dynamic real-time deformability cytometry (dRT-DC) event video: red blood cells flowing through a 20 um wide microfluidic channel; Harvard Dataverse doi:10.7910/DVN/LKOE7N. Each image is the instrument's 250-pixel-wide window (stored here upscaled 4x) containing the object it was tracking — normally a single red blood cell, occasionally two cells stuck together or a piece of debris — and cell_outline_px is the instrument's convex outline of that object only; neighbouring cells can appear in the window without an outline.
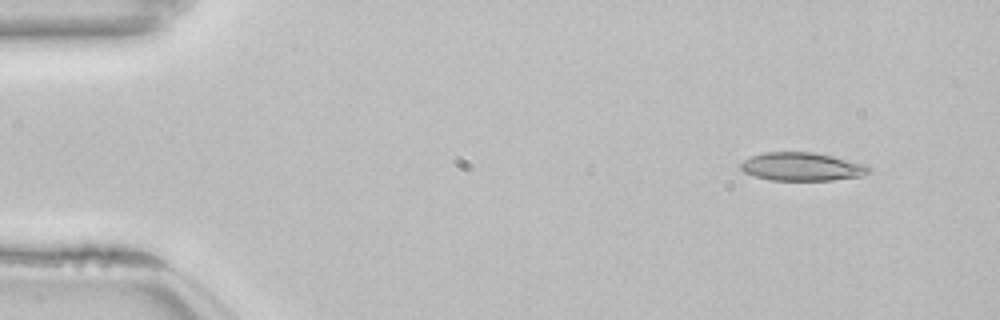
{"species": "common noctule bat (a hibernating species)", "species_latin": "Nyctalus noctula", "temperature_condition": "room temperature", "stored_images_in_passage": 49, "camera_frame_rate_fps": 3000, "um_per_image_px": 0.085, "animal": {"sex": "female", "body_mass_g": 22.7, "forearm_length_mm": 54.2}, "frame": {"image": 1, "passage_image": 1, "time_ms": 0.0, "image_size_px": [1000, 320], "cell_outline_px": [[872, 172], [860, 176], [832, 180], [768, 180], [744, 172], [740, 168], [740, 164], [744, 160], [752, 156], [764, 152], [816, 152], [864, 164]], "centroid_in_image_um": [68.14, 14.16], "position_along_channel_um": 16.9, "area_um2": 20.98}}
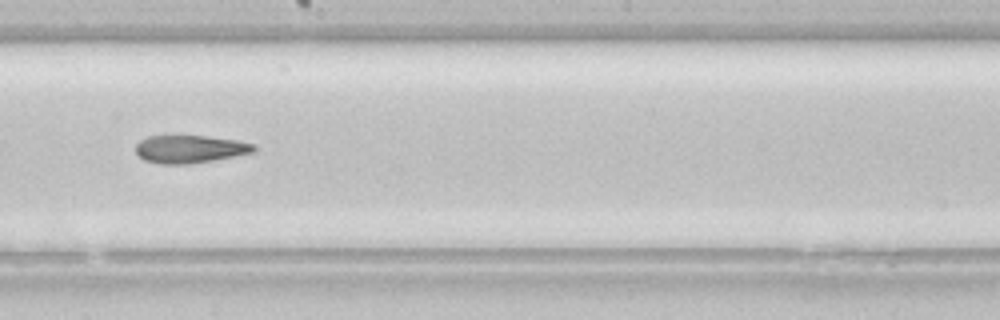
{"frame": {"image": 2, "passage_image": 26, "time_ms": 8.333, "image_size_px": [1000, 320], "cell_outline_px": [[256, 152], [212, 160], [188, 164], [160, 164], [144, 160], [136, 152], [136, 144], [140, 140], [148, 136], [208, 136], [236, 140], [256, 144]], "centroid_in_image_um": [16.16, 12.67], "position_along_channel_um": 232.0, "area_um2": 19.13}}
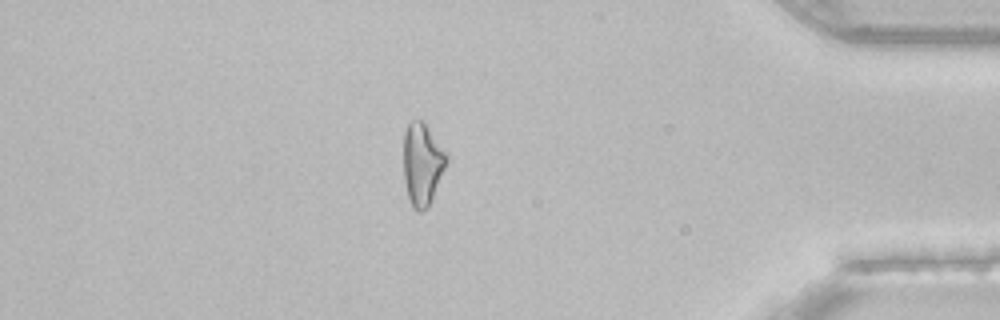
{"frame": {"image": 3, "passage_image": 42, "time_ms": 13.667, "image_size_px": [1000, 320], "cell_outline_px": [[448, 160], [432, 200], [428, 208], [420, 212], [416, 212], [412, 208], [408, 200], [404, 180], [404, 132], [408, 120], [424, 120], [448, 152]], "centroid_in_image_um": [35.9, 13.92], "position_along_channel_um": 399.3, "area_um2": 21.33}, "authors_computed_cell_mechanics": {"area_um2": 20.9814, "velocity_mm_per_s": 3.857, "shape_relaxation_time_tau1_ms": null, "shape_relaxation_time_tau2_ms": 6.1308, "deformation_change_tau1": null, "deformation_change_tau2": 0.1661}}